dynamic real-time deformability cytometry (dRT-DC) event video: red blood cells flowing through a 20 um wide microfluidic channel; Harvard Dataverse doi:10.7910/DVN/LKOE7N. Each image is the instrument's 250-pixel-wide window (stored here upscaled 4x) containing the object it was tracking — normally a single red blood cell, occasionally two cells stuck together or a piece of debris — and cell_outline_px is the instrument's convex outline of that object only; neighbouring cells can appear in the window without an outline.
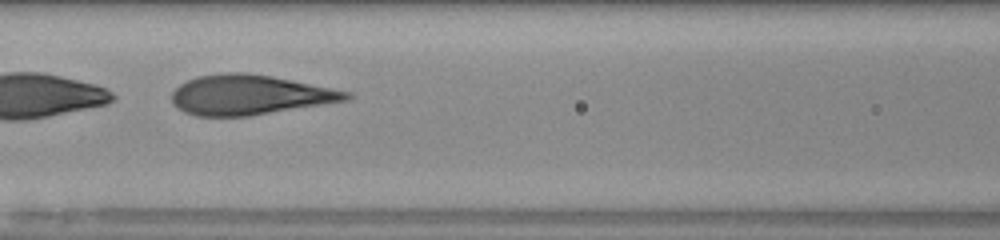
{"species": "human", "species_latin": "Homo sapiens", "temperature_condition": "room temperature", "stored_images_in_passage": 41, "camera_frame_rate_fps": 3000, "um_per_image_px": 0.085, "donor": {"sex": "male"}, "frame": {"image": 1, "passage_image": 22, "time_ms": 7.0, "image_size_px": [1000, 240], "cell_outline_px": [[352, 96], [348, 100], [248, 116], [196, 116], [184, 112], [176, 108], [172, 104], [172, 92], [180, 84], [196, 76], [220, 72], [244, 72], [292, 80], [352, 92]], "centroid_in_image_um": [21.17, 8.06], "position_along_channel_um": 145.4, "area_um2": 40.46}}